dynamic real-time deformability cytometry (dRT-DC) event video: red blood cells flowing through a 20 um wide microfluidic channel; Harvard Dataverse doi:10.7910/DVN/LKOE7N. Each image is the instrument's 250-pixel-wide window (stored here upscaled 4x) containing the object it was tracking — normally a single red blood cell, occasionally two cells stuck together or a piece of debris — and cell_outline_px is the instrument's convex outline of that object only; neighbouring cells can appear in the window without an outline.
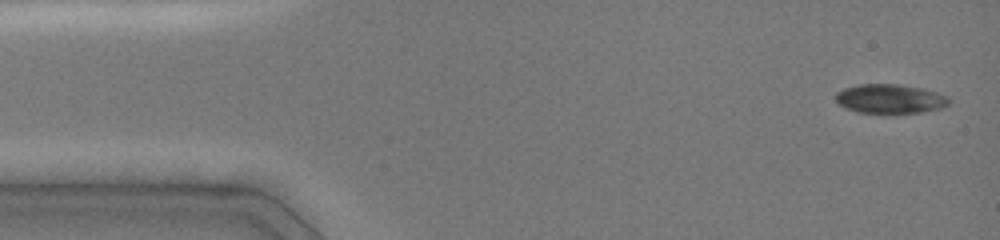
{"species": "common noctule bat (a hibernating species)", "species_latin": "Nyctalus noctula", "temperature_condition": "cold", "stored_images_in_passage": 4, "camera_frame_rate_fps": 3000, "um_per_image_px": 0.085, "animal": {"sex": "female", "body_mass_g": 19.0, "forearm_length_mm": 51.5}, "frame": {"image": 1, "passage_image": 1, "time_ms": 0.0, "image_size_px": [1000, 240], "cell_outline_px": [[948, 104], [944, 108], [920, 112], [856, 112], [840, 104], [836, 100], [836, 92], [844, 88], [860, 84], [900, 84], [920, 88], [936, 92], [948, 96]], "centroid_in_image_um": [75.66, 8.38], "position_along_channel_um": 9.3, "area_um2": 18.96}}
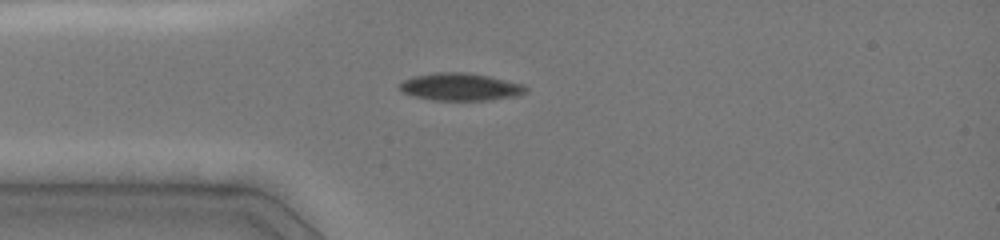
{"frame": {"image": 2, "passage_image": 4, "time_ms": 3.333, "image_size_px": [1000, 240], "cell_outline_px": [[528, 92], [516, 96], [488, 100], [432, 100], [400, 92], [400, 84], [404, 80], [412, 76], [436, 72], [468, 72], [488, 76], [524, 84], [528, 88]], "centroid_in_image_um": [39.15, 7.38], "position_along_channel_um": 45.9, "area_um2": 20.29}}